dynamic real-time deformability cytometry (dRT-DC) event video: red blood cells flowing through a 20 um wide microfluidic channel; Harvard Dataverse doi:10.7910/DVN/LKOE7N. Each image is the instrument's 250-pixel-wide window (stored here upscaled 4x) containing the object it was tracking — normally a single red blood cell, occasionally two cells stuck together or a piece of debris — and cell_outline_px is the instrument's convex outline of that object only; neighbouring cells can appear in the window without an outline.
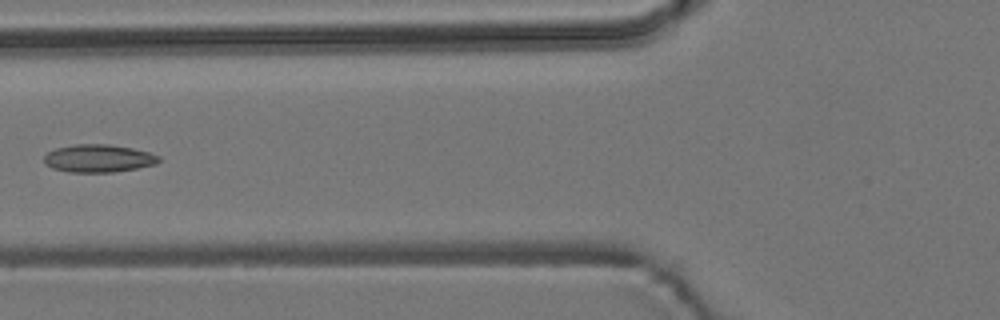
{"species": "common noctule bat (a hibernating species)", "species_latin": "Nyctalus noctula", "temperature_condition": "room temperature", "stored_images_in_passage": 6, "camera_frame_rate_fps": 3000, "um_per_image_px": 0.085, "animal": {"sex": "male", "body_mass_g": 19.2, "forearm_length_mm": 51.8}, "frame": {"image": 1, "passage_image": 4, "time_ms": 3.667, "image_size_px": [1000, 320], "cell_outline_px": [[160, 160], [156, 164], [136, 168], [112, 172], [68, 172], [52, 168], [44, 164], [44, 156], [48, 152], [56, 148], [72, 144], [108, 144], [132, 148], [148, 152], [160, 156]], "centroid_in_image_um": [8.34, 13.46], "position_along_channel_um": 117.5, "area_um2": 18.61}}
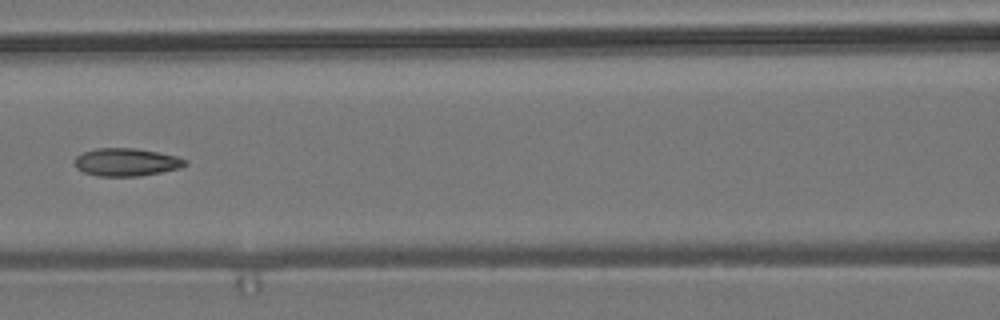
{"frame": {"image": 2, "passage_image": 5, "time_ms": 4.667, "image_size_px": [1000, 320], "cell_outline_px": [[188, 164], [180, 168], [140, 176], [100, 176], [84, 172], [76, 168], [76, 156], [84, 152], [96, 148], [136, 148], [176, 156], [188, 160]], "centroid_in_image_um": [10.76, 13.78], "position_along_channel_um": 155.8, "area_um2": 17.8}}
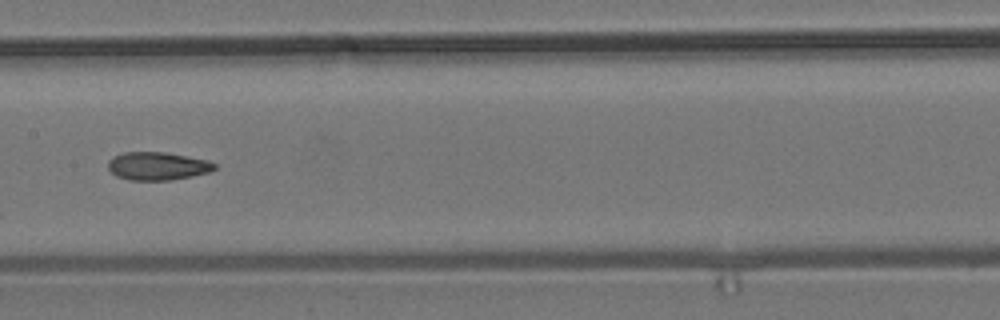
{"frame": {"image": 3, "passage_image": 6, "time_ms": 5.667, "image_size_px": [1000, 320], "cell_outline_px": [[216, 168], [208, 172], [192, 176], [172, 180], [128, 180], [116, 176], [108, 168], [108, 160], [112, 156], [124, 152], [164, 152], [208, 160], [216, 164]], "centroid_in_image_um": [13.36, 14.11], "position_along_channel_um": 194.0, "area_um2": 17.46}}